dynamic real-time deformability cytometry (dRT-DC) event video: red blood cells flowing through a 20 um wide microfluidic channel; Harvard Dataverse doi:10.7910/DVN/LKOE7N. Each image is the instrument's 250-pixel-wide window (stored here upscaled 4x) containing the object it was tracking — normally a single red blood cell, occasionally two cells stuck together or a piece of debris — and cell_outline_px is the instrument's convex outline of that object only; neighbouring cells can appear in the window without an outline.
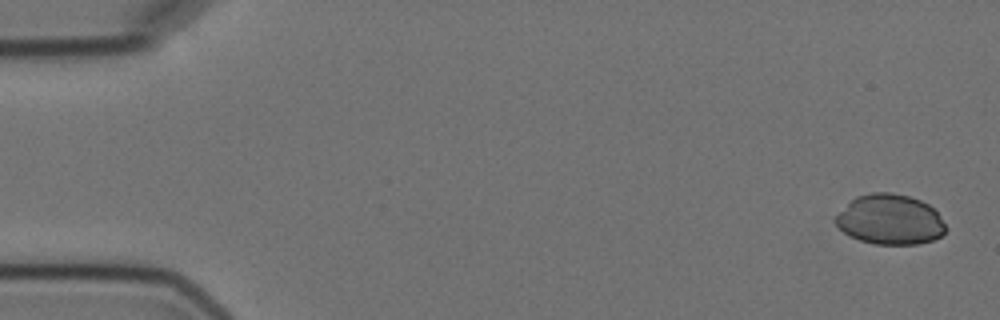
{"species": "Egyptian fruit bat (a non-hibernating species)", "species_latin": "Rousettus aegyptiacus", "temperature_condition": "cold", "stored_images_in_passage": 6, "camera_frame_rate_fps": 3000, "um_per_image_px": 0.085, "animal": {"sex": "female"}, "frame": {"image": 1, "passage_image": 1, "time_ms": 0.0, "image_size_px": [1000, 320], "cell_outline_px": [[948, 228], [940, 236], [932, 240], [920, 244], [872, 244], [860, 240], [844, 232], [832, 220], [856, 196], [872, 192], [892, 192], [908, 196], [920, 200], [928, 204], [936, 212]], "centroid_in_image_um": [75.66, 18.66], "position_along_channel_um": 9.3, "area_um2": 32.02}}
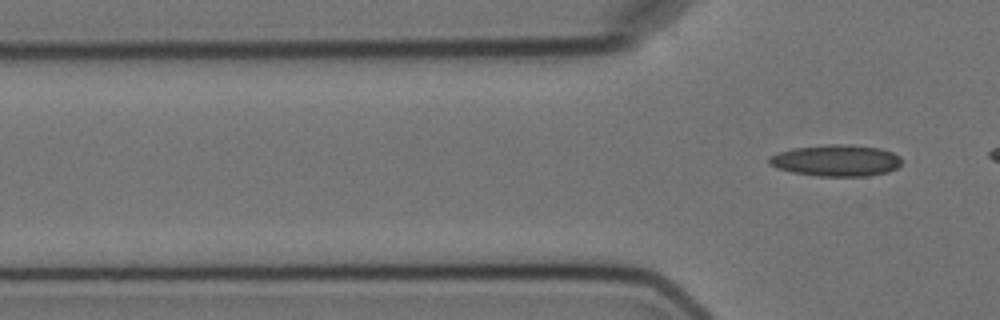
{"frame": {"image": 2, "passage_image": 6, "time_ms": 7.667, "image_size_px": [1000, 320], "cell_outline_px": [[904, 160], [896, 168], [888, 172], [868, 176], [820, 176], [792, 172], [776, 168], [768, 164], [768, 156], [792, 148], [832, 144], [848, 144], [880, 148], [892, 152], [900, 156]], "centroid_in_image_um": [71.08, 13.64], "position_along_channel_um": 54.7, "area_um2": 24.51}}